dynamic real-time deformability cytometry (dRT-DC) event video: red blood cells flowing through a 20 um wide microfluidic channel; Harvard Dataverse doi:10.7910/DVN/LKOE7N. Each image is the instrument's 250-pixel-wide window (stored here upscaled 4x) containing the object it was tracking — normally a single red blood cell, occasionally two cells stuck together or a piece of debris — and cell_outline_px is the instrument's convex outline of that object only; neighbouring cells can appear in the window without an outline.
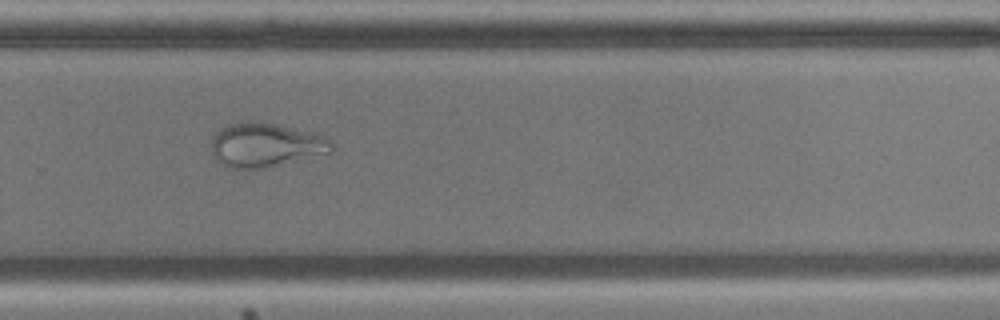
{"species": "common noctule bat (a hibernating species)", "species_latin": "Nyctalus noctula", "temperature_condition": "cold", "stored_images_in_passage": 40, "camera_frame_rate_fps": 3000, "um_per_image_px": 0.085, "animal": {"sex": "male", "body_mass_g": 17.9, "forearm_length_mm": 54.2}, "frame": {"image": 1, "passage_image": 30, "time_ms": 9.667, "image_size_px": [1000, 320], "cell_outline_px": [[332, 152], [264, 168], [228, 168], [220, 164], [216, 160], [212, 152], [212, 136], [220, 128], [228, 124], [244, 120], [264, 120], [324, 136], [332, 140]], "centroid_in_image_um": [22.53, 12.29], "position_along_channel_um": 307.3, "area_um2": 31.27}}
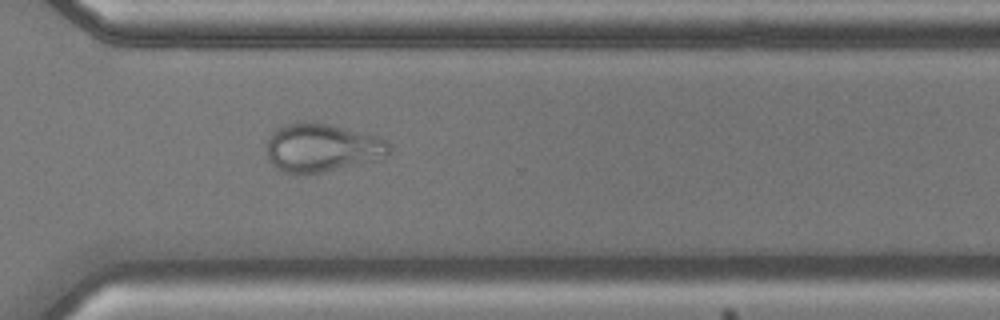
{"frame": {"image": 2, "passage_image": 33, "time_ms": 10.667, "image_size_px": [1000, 320], "cell_outline_px": [[392, 148], [384, 156], [324, 172], [284, 172], [276, 168], [272, 164], [268, 156], [268, 136], [276, 128], [284, 124], [304, 120], [316, 120], [376, 136], [384, 140]], "centroid_in_image_um": [27.3, 12.49], "position_along_channel_um": 343.3, "area_um2": 34.1}}
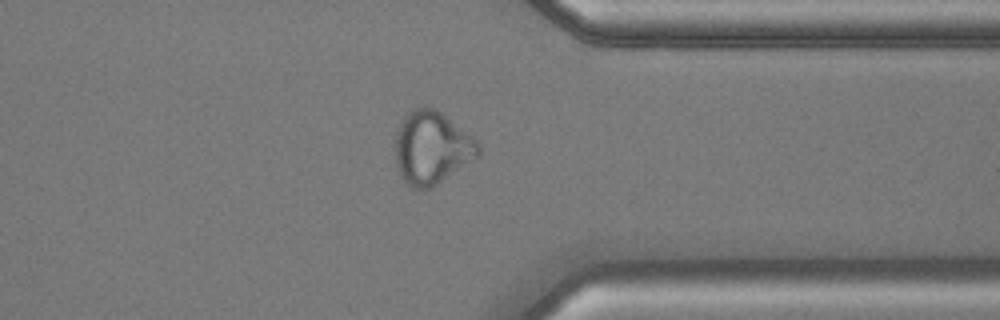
{"frame": {"image": 3, "passage_image": 36, "time_ms": 11.667, "image_size_px": [1000, 320], "cell_outline_px": [[480, 156], [432, 188], [412, 188], [400, 176], [396, 168], [396, 132], [400, 124], [408, 112], [412, 108], [436, 108], [476, 140], [480, 144]], "centroid_in_image_um": [36.71, 12.58], "position_along_channel_um": 374.7, "area_um2": 35.2}}